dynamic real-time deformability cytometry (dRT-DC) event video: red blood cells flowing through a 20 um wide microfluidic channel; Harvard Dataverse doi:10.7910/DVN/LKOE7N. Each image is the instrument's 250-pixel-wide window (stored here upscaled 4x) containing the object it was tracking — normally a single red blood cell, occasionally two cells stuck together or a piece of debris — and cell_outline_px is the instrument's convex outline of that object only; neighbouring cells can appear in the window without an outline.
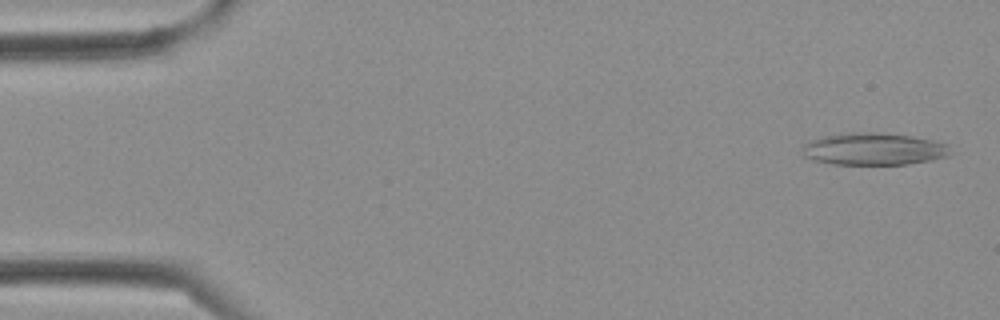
{"species": "Egyptian fruit bat (a non-hibernating species)", "species_latin": "Rousettus aegyptiacus", "temperature_condition": "cold", "stored_images_in_passage": 3, "camera_frame_rate_fps": 3000, "um_per_image_px": 0.085, "frame": {"image": 1, "passage_image": 1, "time_ms": 0.0, "image_size_px": [1000, 320], "cell_outline_px": [[948, 156], [932, 160], [908, 164], [832, 164], [812, 160], [804, 156], [800, 152], [804, 144], [808, 140], [824, 136], [848, 132], [872, 132], [912, 136], [932, 140], [948, 144]], "centroid_in_image_um": [74.2, 12.66], "position_along_channel_um": 10.8, "area_um2": 27.86}}
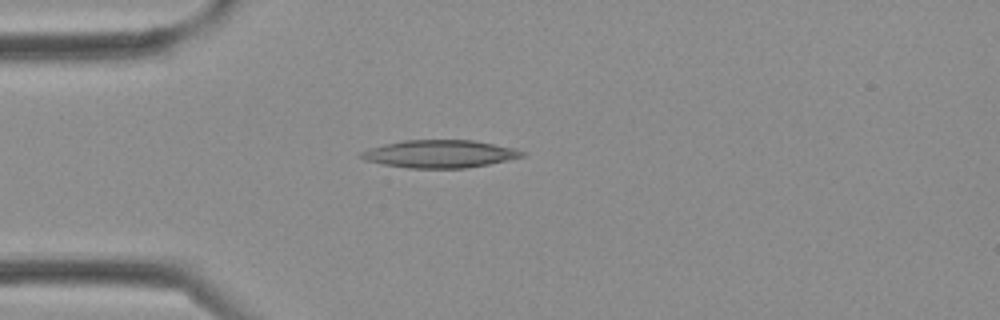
{"frame": {"image": 2, "passage_image": 3, "time_ms": 0.667, "image_size_px": [1000, 320], "cell_outline_px": [[528, 152], [524, 156], [508, 160], [468, 168], [408, 168], [384, 164], [364, 160], [356, 156], [360, 152], [384, 144], [404, 140], [472, 140], [516, 148]], "centroid_in_image_um": [37.4, 13.08], "position_along_channel_um": 47.6, "area_um2": 26.07}}